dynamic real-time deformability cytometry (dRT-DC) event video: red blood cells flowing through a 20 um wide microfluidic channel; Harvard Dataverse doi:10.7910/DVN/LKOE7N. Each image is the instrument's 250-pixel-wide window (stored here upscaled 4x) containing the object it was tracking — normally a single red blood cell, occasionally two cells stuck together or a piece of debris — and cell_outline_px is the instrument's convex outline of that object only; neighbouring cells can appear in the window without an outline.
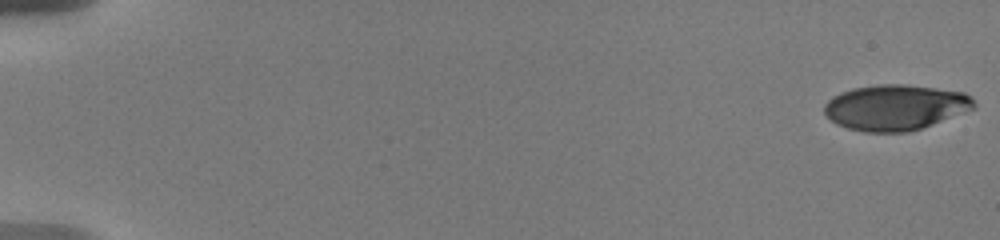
{"species": "human", "species_latin": "Homo sapiens", "temperature_condition": "warm", "stored_images_in_passage": 39, "camera_frame_rate_fps": 3000, "um_per_image_px": 0.085, "donor": {"sex": "male"}, "frame": {"image": 1, "passage_image": 1, "time_ms": 0.0, "image_size_px": [1000, 240], "cell_outline_px": [[976, 108], [932, 124], [908, 132], [864, 132], [848, 128], [836, 124], [824, 112], [824, 104], [832, 96], [840, 92], [852, 88], [880, 84], [904, 84], [936, 88], [964, 92], [972, 96], [976, 104]], "centroid_in_image_um": [76.11, 9.12], "position_along_channel_um": 8.9, "area_um2": 39.82}}
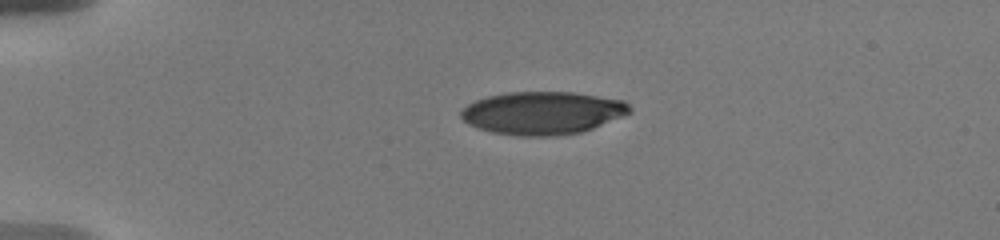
{"frame": {"image": 2, "passage_image": 28, "time_ms": 4.333, "image_size_px": [1000, 240], "cell_outline_px": [[632, 108], [628, 112], [620, 116], [592, 128], [580, 132], [556, 136], [520, 136], [492, 132], [468, 124], [460, 116], [460, 112], [468, 104], [476, 100], [488, 96], [508, 92], [572, 92], [624, 100]], "centroid_in_image_um": [46.08, 9.6], "position_along_channel_um": 38.9, "area_um2": 41.73}}